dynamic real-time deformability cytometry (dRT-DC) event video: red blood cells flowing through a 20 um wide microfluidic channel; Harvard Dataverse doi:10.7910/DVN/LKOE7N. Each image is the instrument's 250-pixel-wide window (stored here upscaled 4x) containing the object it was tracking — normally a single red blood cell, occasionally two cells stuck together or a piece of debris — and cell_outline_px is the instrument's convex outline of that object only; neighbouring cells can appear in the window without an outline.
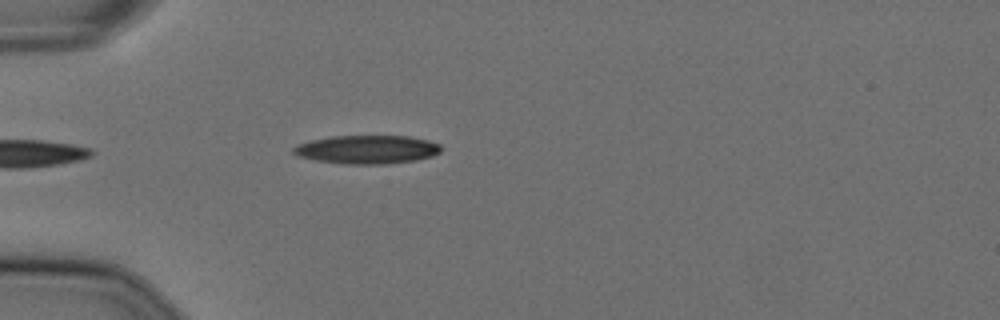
{"species": "Egyptian fruit bat (a non-hibernating species)", "species_latin": "Rousettus aegyptiacus", "temperature_condition": "cold", "stored_images_in_passage": 41, "camera_frame_rate_fps": 3000, "um_per_image_px": 0.085, "animal": {"sex": "female"}, "frame": {"image": 1, "passage_image": 4, "time_ms": 1.0, "image_size_px": [1000, 320], "cell_outline_px": [[440, 152], [432, 156], [416, 160], [384, 164], [344, 164], [316, 160], [296, 156], [292, 152], [292, 148], [296, 144], [312, 140], [332, 136], [408, 136], [428, 140], [440, 144]], "centroid_in_image_um": [31.17, 12.71], "position_along_channel_um": 53.8, "area_um2": 24.57}}
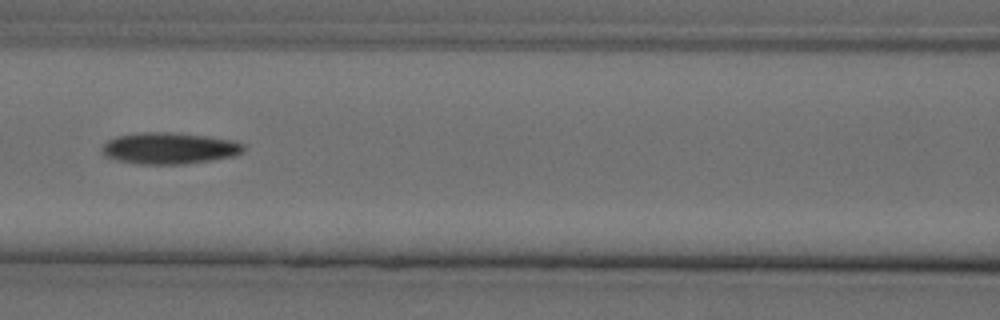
{"frame": {"image": 2, "passage_image": 13, "time_ms": 4.0, "image_size_px": [1000, 320], "cell_outline_px": [[248, 144], [240, 152], [232, 156], [184, 164], [140, 164], [116, 160], [104, 156], [100, 152], [100, 148], [108, 140], [116, 136], [144, 132], [172, 132], [236, 140]], "centroid_in_image_um": [14.36, 12.59], "position_along_channel_um": 152.2, "area_um2": 26.01}}
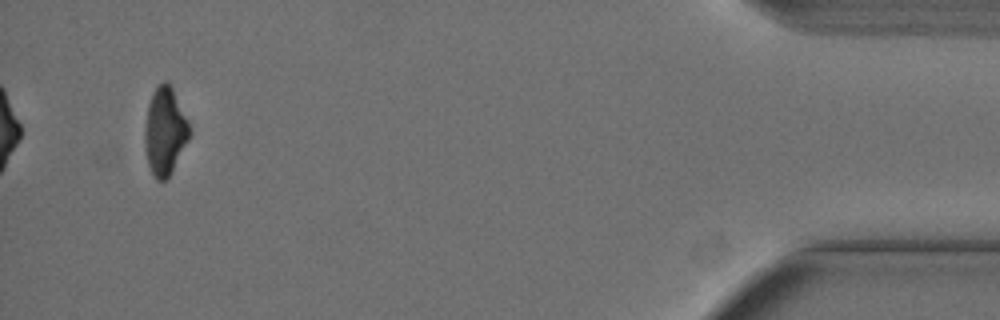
{"frame": {"image": 3, "passage_image": 41, "time_ms": 13.333, "image_size_px": [1000, 320], "cell_outline_px": [[192, 132], [168, 180], [156, 180], [152, 176], [148, 164], [144, 140], [144, 128], [148, 104], [152, 92], [164, 80], [172, 88], [188, 120]], "centroid_in_image_um": [14.02, 11.2], "position_along_channel_um": 421.2, "area_um2": 22.95}, "authors_computed_cell_mechanics": {"area_um2": 24.9118, "velocity_mm_per_s": 3.6433, "shape_relaxation_time_tau1_ms": 6.0642, "shape_relaxation_time_tau2_ms": null, "deformation_change_tau1": 0.1786, "deformation_change_tau2": null}}